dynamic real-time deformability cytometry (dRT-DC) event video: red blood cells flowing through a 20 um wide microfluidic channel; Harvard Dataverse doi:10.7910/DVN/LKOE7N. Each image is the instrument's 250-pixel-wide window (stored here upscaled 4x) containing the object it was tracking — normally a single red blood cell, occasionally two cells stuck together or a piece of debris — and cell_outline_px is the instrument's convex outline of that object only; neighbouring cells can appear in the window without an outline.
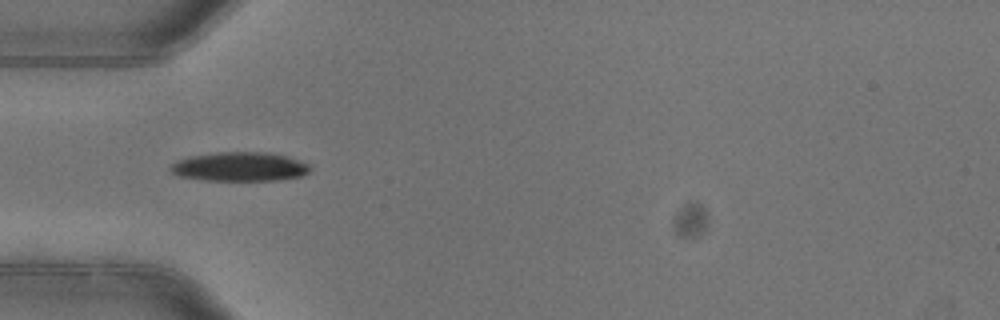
{"species": "common noctule bat (a hibernating species)", "species_latin": "Nyctalus noctula", "temperature_condition": "warm", "stored_images_in_passage": 7, "camera_frame_rate_fps": 3000, "um_per_image_px": 0.085, "animal": {"sex": "female"}, "frame": {"image": 1, "passage_image": 5, "time_ms": 1.333, "image_size_px": [1000, 320], "cell_outline_px": [[312, 168], [308, 172], [300, 176], [272, 180], [208, 180], [180, 176], [172, 172], [168, 168], [176, 160], [188, 156], [220, 152], [272, 152], [288, 156], [300, 160], [308, 164]], "centroid_in_image_um": [20.38, 14.15], "position_along_channel_um": 64.6, "area_um2": 23.64}}